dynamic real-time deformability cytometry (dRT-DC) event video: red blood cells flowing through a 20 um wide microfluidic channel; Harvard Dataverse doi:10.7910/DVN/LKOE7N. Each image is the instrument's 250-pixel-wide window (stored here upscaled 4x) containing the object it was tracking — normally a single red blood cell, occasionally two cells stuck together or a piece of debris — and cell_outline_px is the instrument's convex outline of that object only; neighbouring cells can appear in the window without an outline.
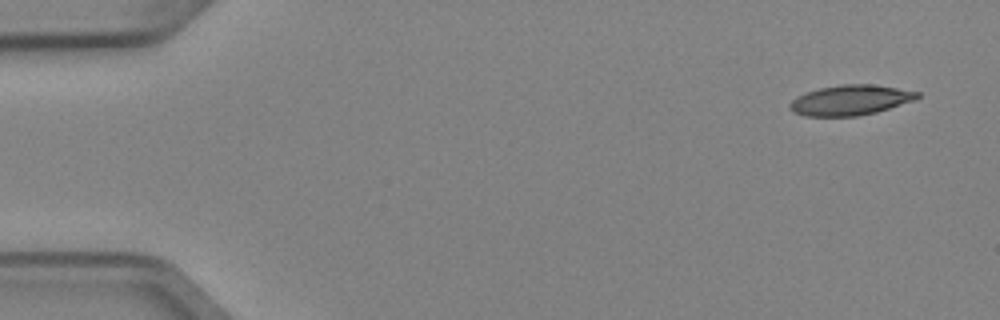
{"species": "Egyptian fruit bat (a non-hibernating species)", "species_latin": "Rousettus aegyptiacus", "temperature_condition": "cold", "stored_images_in_passage": 6, "camera_frame_rate_fps": 3000, "um_per_image_px": 0.085, "animal": {"sex": "female"}, "frame": {"image": 1, "passage_image": 1, "time_ms": 0.0, "image_size_px": [1000, 320], "cell_outline_px": [[920, 96], [916, 100], [876, 112], [856, 116], [804, 116], [792, 112], [788, 108], [788, 104], [796, 96], [820, 88], [840, 84], [872, 84], [920, 92]], "centroid_in_image_um": [72.26, 8.51], "position_along_channel_um": 12.7, "area_um2": 22.48}}
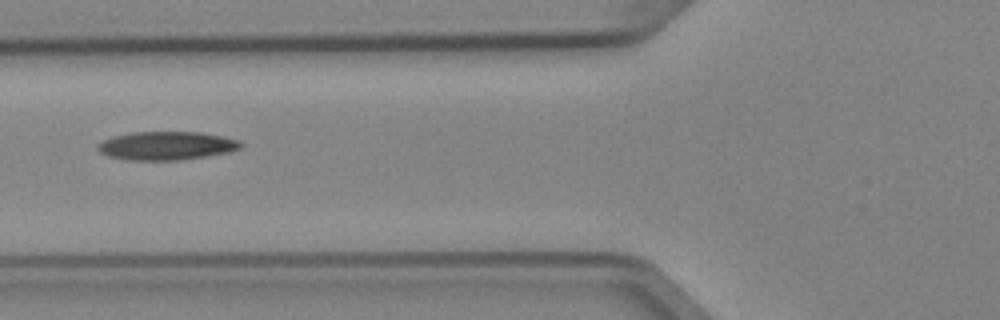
{"frame": {"image": 2, "passage_image": 5, "time_ms": 1.333, "image_size_px": [1000, 320], "cell_outline_px": [[244, 144], [240, 148], [228, 152], [180, 160], [132, 160], [108, 156], [100, 152], [96, 148], [104, 140], [112, 136], [132, 132], [200, 132], [220, 136], [236, 140]], "centroid_in_image_um": [14.13, 12.38], "position_along_channel_um": 111.7, "area_um2": 23.41}}
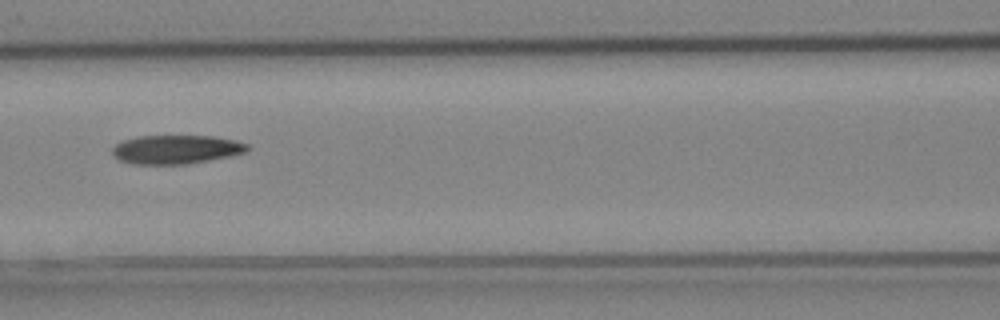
{"frame": {"image": 3, "passage_image": 6, "time_ms": 1.667, "image_size_px": [1000, 320], "cell_outline_px": [[252, 148], [248, 152], [208, 160], [184, 164], [128, 164], [112, 156], [112, 148], [116, 144], [124, 140], [136, 136], [212, 136], [236, 140], [248, 144]], "centroid_in_image_um": [14.97, 12.7], "position_along_channel_um": 151.6, "area_um2": 22.83}}